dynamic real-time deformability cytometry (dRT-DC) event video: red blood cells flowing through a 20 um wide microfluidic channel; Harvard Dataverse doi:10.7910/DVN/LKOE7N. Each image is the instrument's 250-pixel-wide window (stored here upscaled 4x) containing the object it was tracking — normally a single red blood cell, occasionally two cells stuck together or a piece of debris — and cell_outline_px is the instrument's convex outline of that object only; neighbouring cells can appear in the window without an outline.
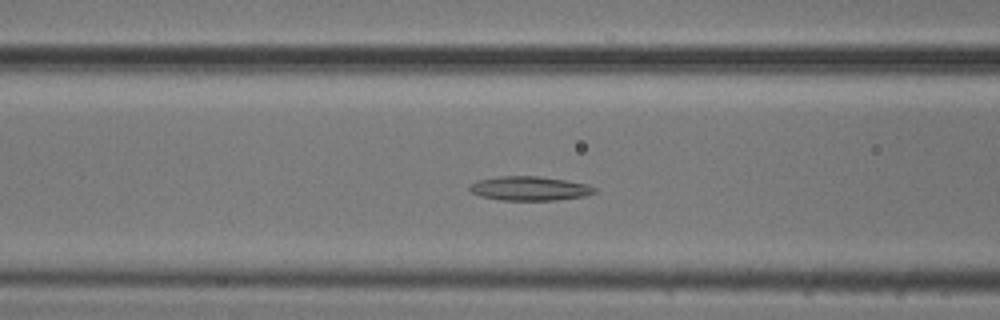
{"species": "common noctule bat (a hibernating species)", "species_latin": "Nyctalus noctula", "temperature_condition": "cold", "stored_images_in_passage": 34, "camera_frame_rate_fps": 3000, "um_per_image_px": 0.085, "animal": {"sex": "male", "body_mass_g": 20.5, "forearm_length_mm": 52.5}, "frame": {"image": 1, "passage_image": 20, "time_ms": 6.333, "image_size_px": [1000, 320], "cell_outline_px": [[596, 192], [584, 196], [556, 200], [500, 200], [480, 196], [472, 192], [468, 188], [468, 184], [476, 180], [496, 176], [540, 176], [588, 184], [596, 188]], "centroid_in_image_um": [44.97, 16.01], "position_along_channel_um": 121.6, "area_um2": 17.74}}
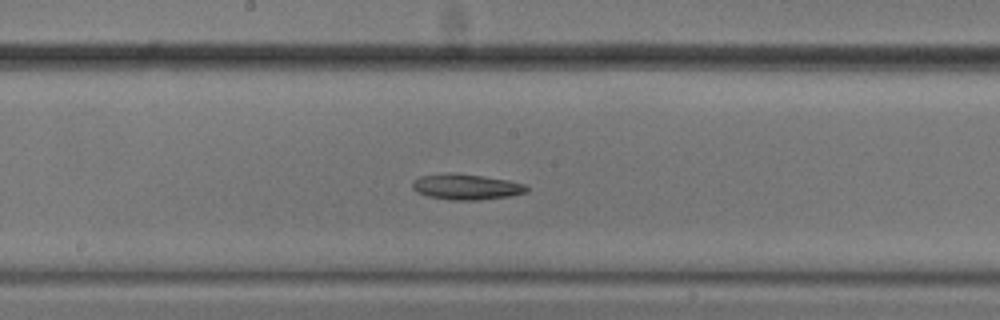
{"frame": {"image": 2, "passage_image": 27, "time_ms": 8.667, "image_size_px": [1000, 320], "cell_outline_px": [[528, 192], [512, 196], [480, 200], [448, 200], [428, 196], [416, 192], [412, 188], [412, 180], [420, 176], [448, 172], [456, 172], [508, 180], [524, 184], [528, 188]], "centroid_in_image_um": [39.61, 15.88], "position_along_channel_um": 208.6, "area_um2": 17.4}}
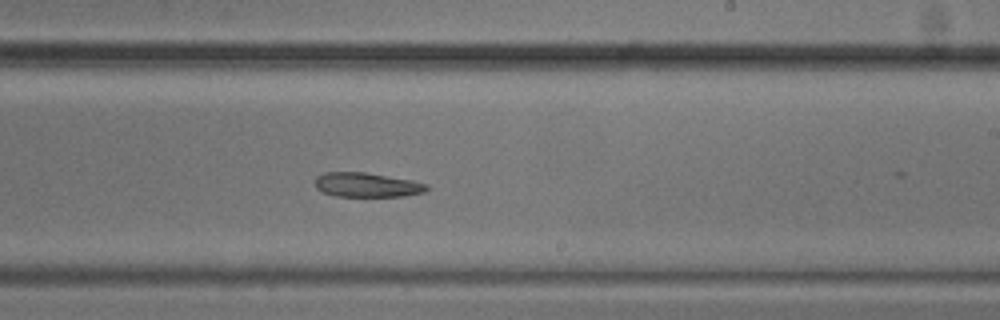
{"frame": {"image": 3, "passage_image": 31, "time_ms": 10.0, "image_size_px": [1000, 320], "cell_outline_px": [[428, 188], [424, 192], [404, 196], [336, 196], [324, 192], [316, 188], [316, 176], [324, 172], [364, 172], [412, 180], [428, 184]], "centroid_in_image_um": [31.19, 15.71], "position_along_channel_um": 257.8, "area_um2": 15.78}}